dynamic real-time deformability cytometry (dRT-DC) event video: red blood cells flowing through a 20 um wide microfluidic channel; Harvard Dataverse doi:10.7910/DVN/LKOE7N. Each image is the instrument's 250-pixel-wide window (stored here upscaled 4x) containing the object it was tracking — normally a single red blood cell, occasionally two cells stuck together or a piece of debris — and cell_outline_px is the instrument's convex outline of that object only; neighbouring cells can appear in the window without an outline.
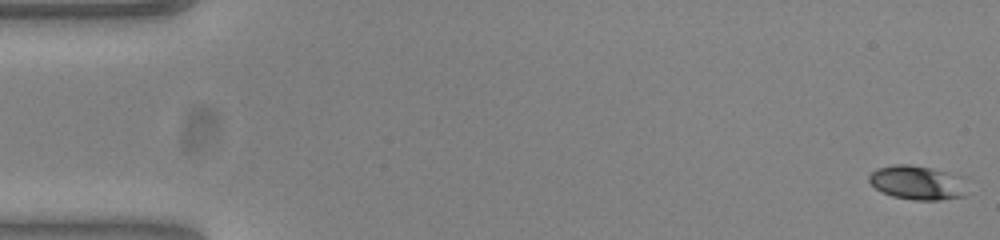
{"species": "common noctule bat (a hibernating species)", "species_latin": "Nyctalus noctula", "temperature_condition": "warm", "stored_images_in_passage": 53, "camera_frame_rate_fps": 3000, "um_per_image_px": 0.085, "animal": {"sex": "female", "body_mass_g": 23.0, "forearm_length_mm": 53.4}, "frame": {"image": 1, "passage_image": 1, "time_ms": 0.0, "image_size_px": [1000, 240], "cell_outline_px": [[964, 196], [940, 200], [912, 200], [892, 196], [876, 188], [868, 180], [868, 176], [876, 168], [896, 164], [908, 164], [948, 172]], "centroid_in_image_um": [77.75, 15.53], "position_along_channel_um": 7.3, "area_um2": 18.26}}
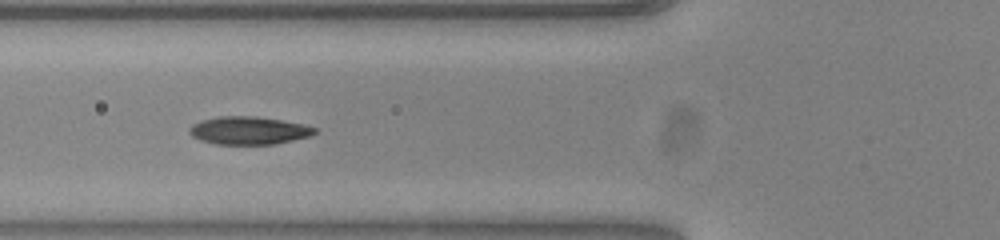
{"frame": {"image": 2, "passage_image": 20, "time_ms": 6.333, "image_size_px": [1000, 240], "cell_outline_px": [[316, 132], [308, 136], [276, 144], [216, 144], [200, 140], [192, 136], [188, 132], [188, 128], [192, 124], [204, 120], [220, 116], [256, 116], [304, 124], [316, 128]], "centroid_in_image_um": [21.11, 11.09], "position_along_channel_um": 104.7, "area_um2": 20.23}}
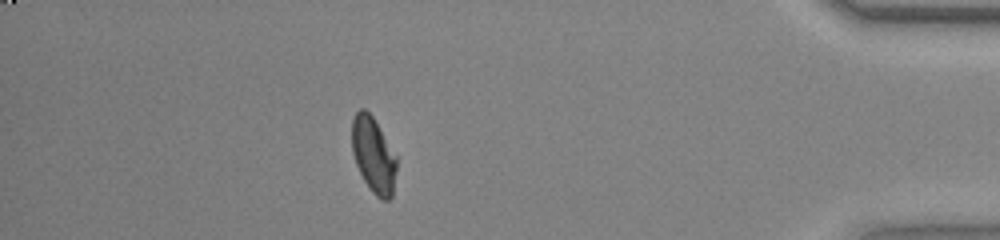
{"frame": {"image": 3, "passage_image": 47, "time_ms": 15.333, "image_size_px": [1000, 240], "cell_outline_px": [[396, 172], [392, 196], [388, 200], [380, 200], [368, 188], [356, 164], [352, 152], [352, 120], [356, 112], [360, 108], [364, 108], [372, 116], [396, 156]], "centroid_in_image_um": [31.73, 13.2], "position_along_channel_um": 403.5, "area_um2": 19.54}, "authors_computed_cell_mechanics": {"area_um2": 19.8832, "velocity_mm_per_s": 3.8555, "shape_relaxation_time_tau1_ms": 8.4289, "shape_relaxation_time_tau2_ms": 1.0915, "deformation_change_tau1": 0.2298, "deformation_change_tau2": 0.0419}}